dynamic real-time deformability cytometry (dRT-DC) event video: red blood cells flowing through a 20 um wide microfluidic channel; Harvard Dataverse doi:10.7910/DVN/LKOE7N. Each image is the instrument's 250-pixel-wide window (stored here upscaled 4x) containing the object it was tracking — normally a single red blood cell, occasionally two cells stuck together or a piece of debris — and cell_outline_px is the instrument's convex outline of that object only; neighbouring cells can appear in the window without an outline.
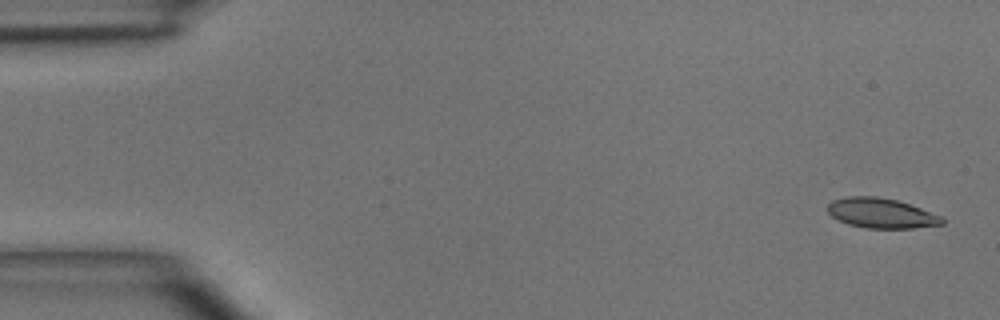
{"species": "common noctule bat (a hibernating species)", "species_latin": "Nyctalus noctula", "temperature_condition": "room temperature", "stored_images_in_passage": 4, "camera_frame_rate_fps": 3000, "um_per_image_px": 0.085, "animal": {"sex": "male", "body_mass_g": 15.6}, "frame": {"image": 1, "passage_image": 1, "time_ms": 0.0, "image_size_px": [1000, 320], "cell_outline_px": [[944, 224], [912, 228], [864, 228], [848, 224], [832, 216], [828, 212], [828, 204], [832, 200], [848, 196], [876, 196], [896, 200], [944, 216]], "centroid_in_image_um": [74.92, 18.12], "position_along_channel_um": 10.1, "area_um2": 19.94}}
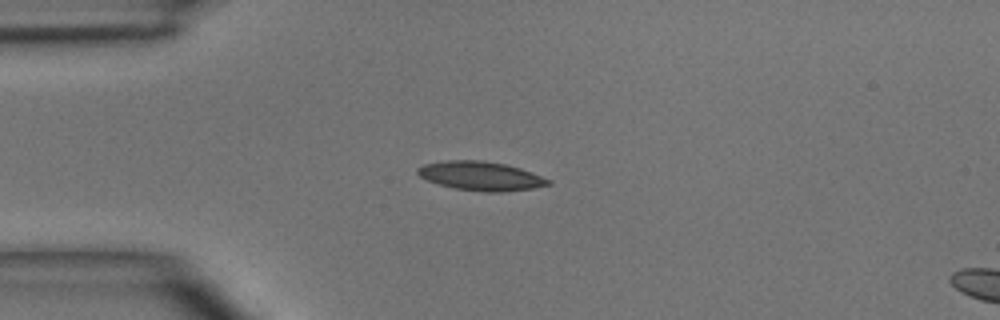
{"frame": {"image": 2, "passage_image": 3, "time_ms": 3.333, "image_size_px": [1000, 320], "cell_outline_px": [[552, 184], [532, 188], [500, 192], [484, 192], [456, 188], [440, 184], [428, 180], [420, 176], [416, 172], [416, 168], [424, 164], [448, 160], [480, 160], [504, 164], [520, 168], [532, 172], [552, 180]], "centroid_in_image_um": [40.89, 14.95], "position_along_channel_um": 44.1, "area_um2": 21.91}}